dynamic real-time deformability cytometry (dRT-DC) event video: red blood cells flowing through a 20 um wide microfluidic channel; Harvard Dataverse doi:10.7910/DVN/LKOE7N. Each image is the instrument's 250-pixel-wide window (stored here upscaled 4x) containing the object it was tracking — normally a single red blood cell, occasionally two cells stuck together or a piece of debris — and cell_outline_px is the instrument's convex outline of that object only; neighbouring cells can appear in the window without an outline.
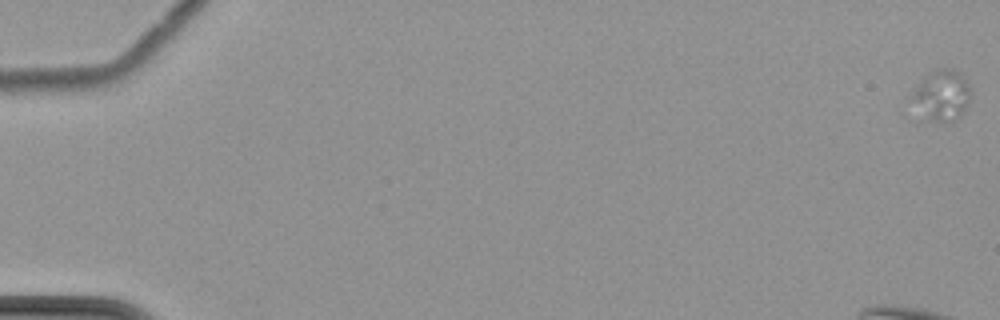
{"species": "common noctule bat (a hibernating species)", "species_latin": "Nyctalus noctula", "temperature_condition": "cold", "stored_images_in_passage": 8, "camera_frame_rate_fps": 3000, "um_per_image_px": 0.085, "animal": {"sex": "female", "body_mass_g": 22.7, "forearm_length_mm": 54.2}, "frame": {"image": 1, "passage_image": 1, "time_ms": 0.0, "image_size_px": [1000, 320], "cell_outline_px": [[972, 92], [968, 104], [960, 116], [952, 120], [928, 120], [912, 96], [916, 88], [928, 72], [932, 68], [952, 68], [960, 72], [968, 84]], "centroid_in_image_um": [80.13, 8.02], "position_along_channel_um": 4.9, "area_um2": 16.76}}